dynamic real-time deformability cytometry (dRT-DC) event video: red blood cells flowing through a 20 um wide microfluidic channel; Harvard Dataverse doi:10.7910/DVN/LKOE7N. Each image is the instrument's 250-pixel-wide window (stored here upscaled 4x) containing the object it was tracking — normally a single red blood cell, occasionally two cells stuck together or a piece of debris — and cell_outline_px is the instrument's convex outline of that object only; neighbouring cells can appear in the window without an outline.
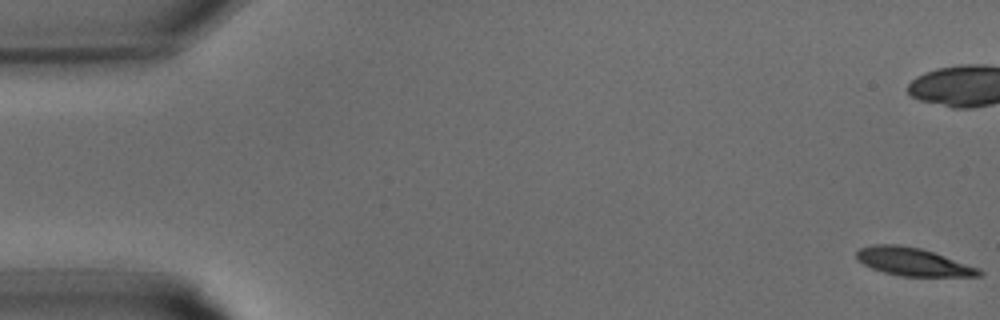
{"species": "common noctule bat (a hibernating species)", "species_latin": "Nyctalus noctula", "temperature_condition": "warm", "stored_images_in_passage": 34, "camera_frame_rate_fps": 3000, "um_per_image_px": 0.085, "animal": {"sex": "male", "body_mass_g": 15.6}, "frame": {"image": 1, "passage_image": 1, "time_ms": 0.0, "image_size_px": [1000, 320], "cell_outline_px": [[984, 272], [980, 276], [900, 276], [884, 272], [872, 268], [856, 260], [856, 252], [860, 248], [872, 244], [900, 244], [920, 248], [980, 268]], "centroid_in_image_um": [77.58, 22.25], "position_along_channel_um": 7.4, "area_um2": 19.94}}